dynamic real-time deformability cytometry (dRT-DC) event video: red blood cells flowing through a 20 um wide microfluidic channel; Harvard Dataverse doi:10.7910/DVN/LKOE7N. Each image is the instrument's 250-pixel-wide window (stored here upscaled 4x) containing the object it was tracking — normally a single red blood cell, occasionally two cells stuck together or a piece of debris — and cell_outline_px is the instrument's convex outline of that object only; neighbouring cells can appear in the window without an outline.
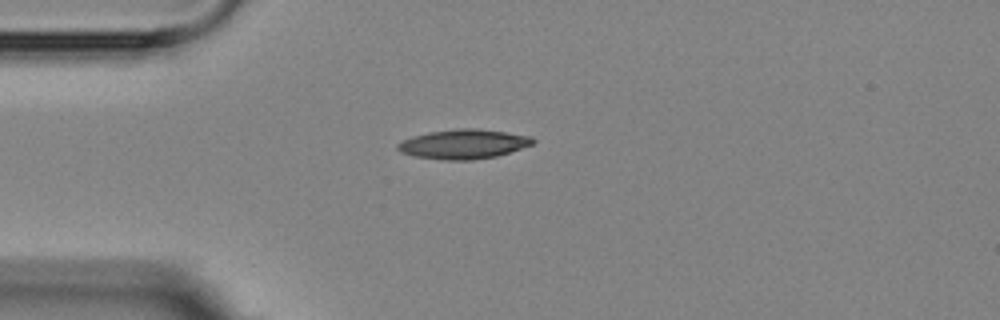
{"species": "Egyptian fruit bat (a non-hibernating species)", "species_latin": "Rousettus aegyptiacus", "temperature_condition": "room temperature", "stored_images_in_passage": 1, "camera_frame_rate_fps": 3000, "um_per_image_px": 0.085, "animal": {"sex": "female"}, "frame": {"image": 1, "passage_image": 1, "time_ms": 0.0, "image_size_px": [1000, 320], "cell_outline_px": [[536, 140], [532, 144], [496, 156], [472, 160], [444, 160], [412, 156], [400, 152], [396, 148], [396, 144], [412, 136], [428, 132], [460, 128], [476, 128], [532, 136]], "centroid_in_image_um": [39.35, 12.25], "position_along_channel_um": 45.6, "area_um2": 23.18}}